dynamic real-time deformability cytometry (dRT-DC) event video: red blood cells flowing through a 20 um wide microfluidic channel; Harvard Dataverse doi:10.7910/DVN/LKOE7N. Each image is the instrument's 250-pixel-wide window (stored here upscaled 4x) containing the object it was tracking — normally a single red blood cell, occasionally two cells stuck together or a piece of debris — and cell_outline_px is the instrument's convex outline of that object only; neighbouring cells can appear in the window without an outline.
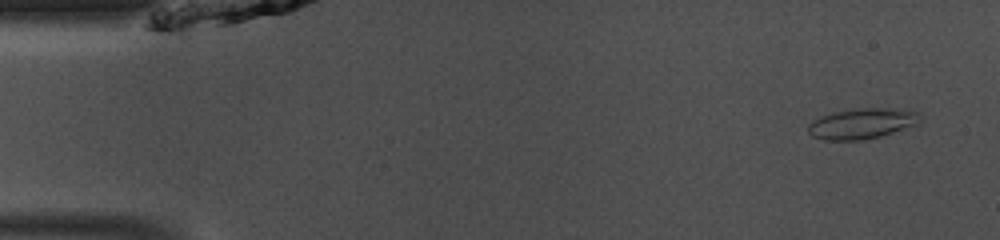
{"species": "common noctule bat (a hibernating species)", "species_latin": "Nyctalus noctula", "temperature_condition": "room temperature", "stored_images_in_passage": 46, "camera_frame_rate_fps": 3000, "um_per_image_px": 0.085, "animal": {"sex": "male", "body_mass_g": 13.0, "forearm_length_mm": 53.1}, "frame": {"image": 1, "passage_image": 1, "time_ms": 0.0, "image_size_px": [1000, 240], "cell_outline_px": [[924, 120], [920, 124], [880, 136], [860, 140], [824, 140], [812, 136], [808, 132], [808, 124], [812, 120], [820, 116], [832, 112], [856, 108], [888, 108], [920, 112], [924, 116]], "centroid_in_image_um": [73.31, 10.49], "position_along_channel_um": 11.7, "area_um2": 20.29}}
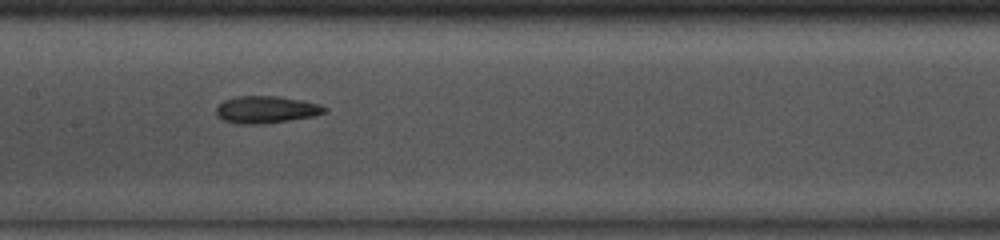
{"frame": {"image": 2, "passage_image": 21, "time_ms": 6.667, "image_size_px": [1000, 240], "cell_outline_px": [[328, 112], [312, 116], [288, 120], [256, 124], [240, 124], [224, 120], [216, 112], [216, 108], [224, 100], [236, 96], [276, 96], [300, 100], [320, 104], [328, 108]], "centroid_in_image_um": [22.65, 9.3], "position_along_channel_um": 184.8, "area_um2": 16.88}}
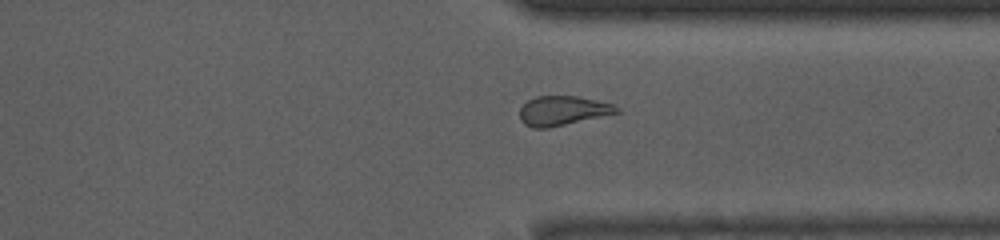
{"frame": {"image": 3, "passage_image": 34, "time_ms": 11.0, "image_size_px": [1000, 240], "cell_outline_px": [[620, 112], [548, 128], [532, 128], [524, 124], [520, 120], [520, 108], [528, 100], [536, 96], [576, 96], [596, 100], [612, 104], [620, 108]], "centroid_in_image_um": [47.81, 9.41], "position_along_channel_um": 363.6, "area_um2": 16.53}, "authors_computed_cell_mechanics": {"area_um2": 17.5423, "velocity_mm_per_s": 4.1304, "shape_relaxation_time_tau1_ms": 4.3442, "shape_relaxation_time_tau2_ms": 3.1586, "deformation_change_tau1": 0.1167, "deformation_change_tau2": 0.1159}}